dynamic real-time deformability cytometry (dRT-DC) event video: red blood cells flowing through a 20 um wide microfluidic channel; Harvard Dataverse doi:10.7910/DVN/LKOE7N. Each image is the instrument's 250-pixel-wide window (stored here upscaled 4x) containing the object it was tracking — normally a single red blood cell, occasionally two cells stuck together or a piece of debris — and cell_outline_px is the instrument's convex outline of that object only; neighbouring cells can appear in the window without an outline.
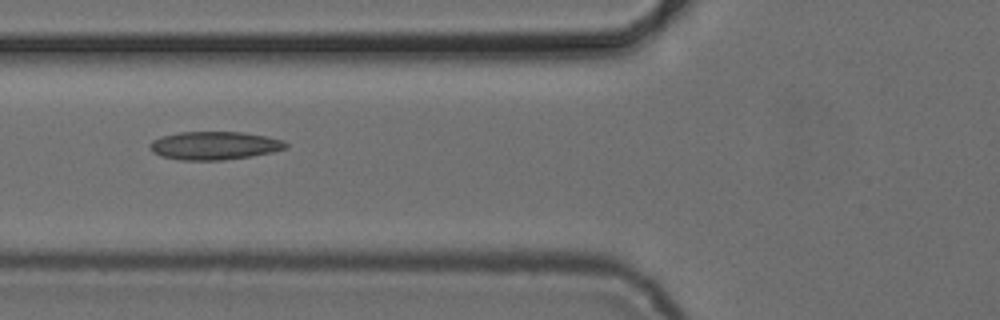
{"species": "common noctule bat (a hibernating species)", "species_latin": "Nyctalus noctula", "temperature_condition": "cold", "stored_images_in_passage": 5, "camera_frame_rate_fps": 3000, "um_per_image_px": 0.085, "animal": {"sex": "female", "body_mass_g": 24.6, "forearm_length_mm": 56.2}, "frame": {"image": 1, "passage_image": 2, "time_ms": 1.333, "image_size_px": [1000, 320], "cell_outline_px": [[288, 148], [272, 152], [252, 156], [224, 160], [180, 160], [160, 156], [152, 152], [148, 148], [148, 144], [152, 140], [160, 136], [180, 132], [244, 132], [284, 140], [288, 144]], "centroid_in_image_um": [18.19, 12.38], "position_along_channel_um": 107.6, "area_um2": 22.6}}
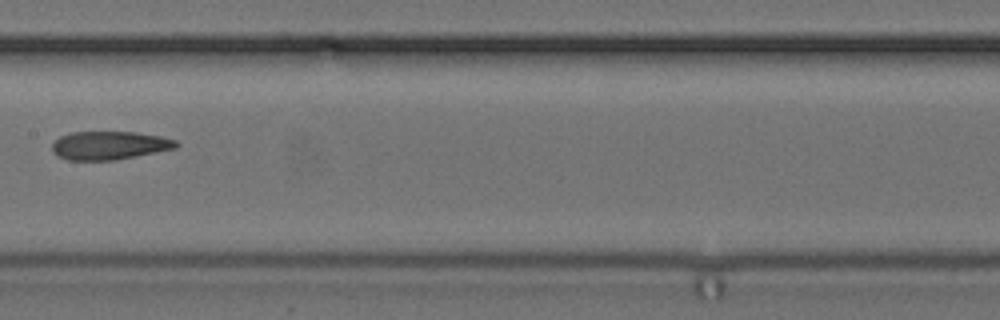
{"frame": {"image": 2, "passage_image": 4, "time_ms": 3.667, "image_size_px": [1000, 320], "cell_outline_px": [[180, 144], [176, 148], [116, 160], [68, 160], [52, 152], [52, 144], [60, 136], [72, 132], [136, 132], [160, 136], [176, 140]], "centroid_in_image_um": [9.31, 12.36], "position_along_channel_um": 198.1, "area_um2": 20.46}}
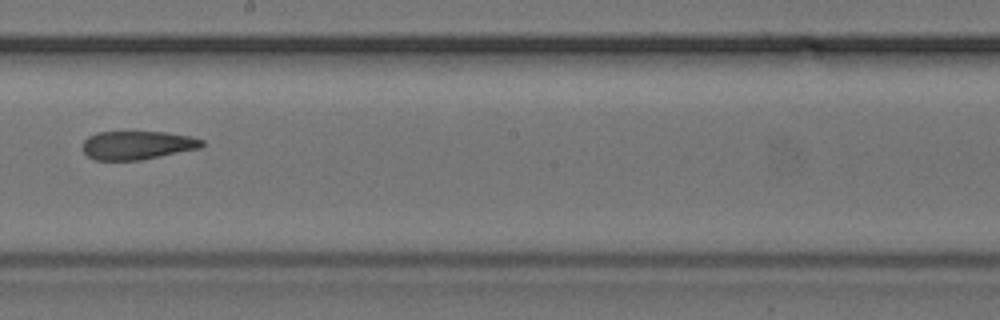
{"frame": {"image": 3, "passage_image": 5, "time_ms": 4.667, "image_size_px": [1000, 320], "cell_outline_px": [[204, 144], [200, 148], [140, 160], [96, 160], [88, 156], [84, 152], [84, 140], [88, 136], [96, 132], [164, 132], [188, 136], [204, 140]], "centroid_in_image_um": [11.66, 12.34], "position_along_channel_um": 236.5, "area_um2": 19.65}}